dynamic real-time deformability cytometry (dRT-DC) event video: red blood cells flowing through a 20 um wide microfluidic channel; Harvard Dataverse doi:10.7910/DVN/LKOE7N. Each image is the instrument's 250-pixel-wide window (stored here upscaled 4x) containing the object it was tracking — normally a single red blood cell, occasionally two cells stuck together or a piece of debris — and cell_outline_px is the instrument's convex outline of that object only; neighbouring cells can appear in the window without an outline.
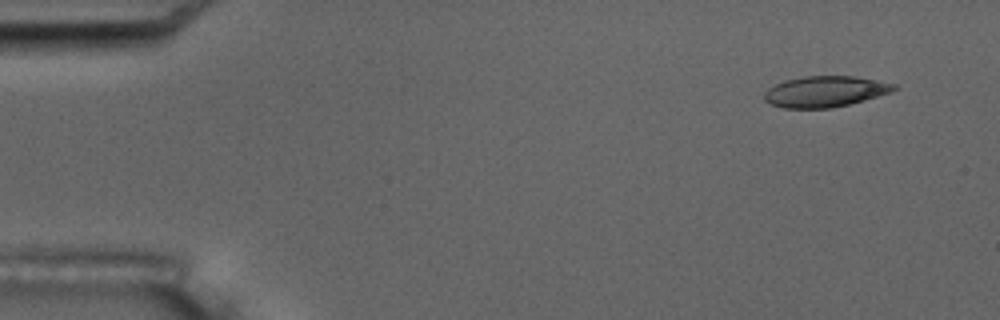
{"species": "common noctule bat (a hibernating species)", "species_latin": "Nyctalus noctula", "temperature_condition": "room temperature", "stored_images_in_passage": 3, "camera_frame_rate_fps": 3000, "um_per_image_px": 0.085, "animal": {"sex": "male", "body_mass_g": 17.5, "forearm_length_mm": 52.3}, "frame": {"image": 1, "passage_image": 1, "time_ms": 0.0, "image_size_px": [1000, 320], "cell_outline_px": [[900, 88], [892, 92], [864, 100], [832, 108], [784, 108], [772, 104], [764, 100], [764, 92], [768, 88], [784, 80], [804, 76], [856, 76], [896, 84]], "centroid_in_image_um": [70.16, 7.77], "position_along_channel_um": 14.8, "area_um2": 23.47}}